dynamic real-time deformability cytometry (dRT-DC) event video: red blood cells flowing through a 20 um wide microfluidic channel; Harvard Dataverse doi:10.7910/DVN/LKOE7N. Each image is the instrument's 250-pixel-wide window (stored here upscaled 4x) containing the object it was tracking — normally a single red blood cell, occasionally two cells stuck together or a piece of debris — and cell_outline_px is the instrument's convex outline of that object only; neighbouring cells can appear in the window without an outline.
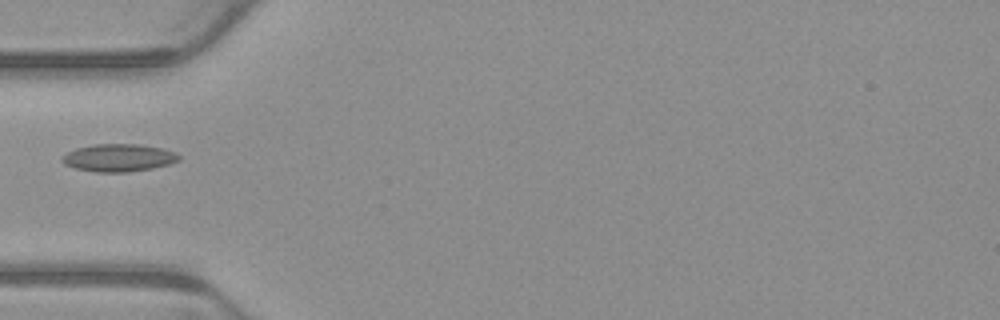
{"species": "common noctule bat (a hibernating species)", "species_latin": "Nyctalus noctula", "temperature_condition": "warm", "stored_images_in_passage": 6, "camera_frame_rate_fps": 3000, "um_per_image_px": 0.085, "animal": {"sex": "male", "body_mass_g": 23.1, "forearm_length_mm": 52.7}, "frame": {"image": 1, "passage_image": 5, "time_ms": 1.333, "image_size_px": [1000, 320], "cell_outline_px": [[180, 160], [168, 164], [152, 168], [128, 172], [96, 172], [76, 168], [64, 164], [60, 160], [68, 152], [76, 148], [92, 144], [136, 144], [160, 148], [176, 152], [180, 156]], "centroid_in_image_um": [10.08, 13.41], "position_along_channel_um": 74.9, "area_um2": 18.67}}
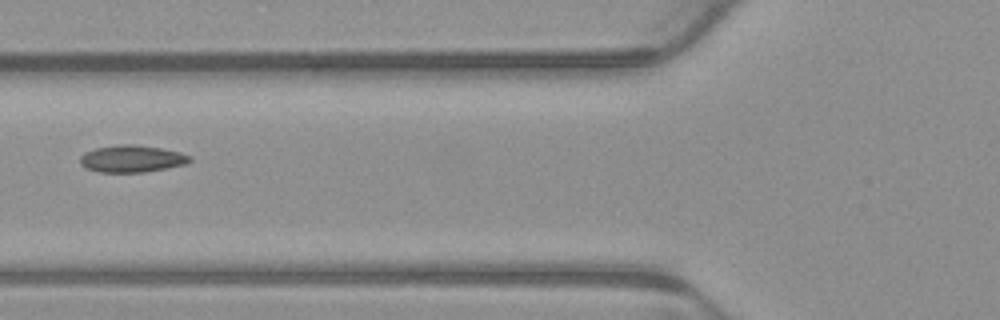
{"frame": {"image": 2, "passage_image": 6, "time_ms": 1.667, "image_size_px": [1000, 320], "cell_outline_px": [[192, 160], [184, 164], [144, 172], [100, 172], [84, 168], [80, 164], [80, 156], [84, 152], [96, 148], [116, 144], [136, 144], [160, 148], [180, 152], [192, 156]], "centroid_in_image_um": [11.17, 13.48], "position_along_channel_um": 114.6, "area_um2": 17.34}}